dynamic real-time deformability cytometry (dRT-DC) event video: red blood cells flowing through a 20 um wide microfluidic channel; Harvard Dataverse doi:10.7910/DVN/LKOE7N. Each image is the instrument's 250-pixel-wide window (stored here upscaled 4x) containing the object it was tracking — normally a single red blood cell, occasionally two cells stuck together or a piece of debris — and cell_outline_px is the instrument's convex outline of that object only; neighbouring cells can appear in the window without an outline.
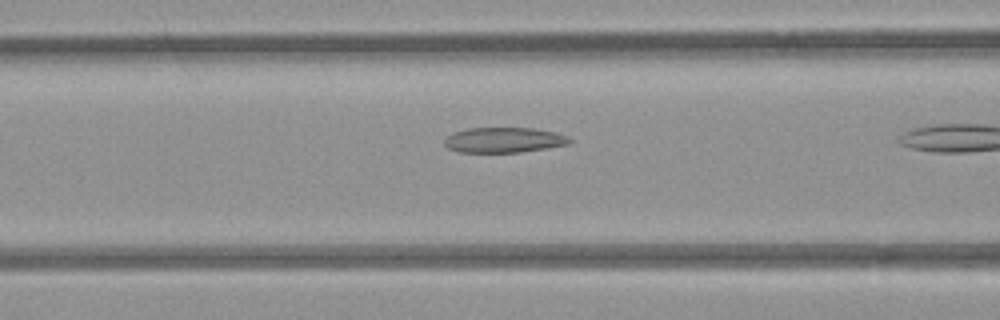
{"species": "common noctule bat (a hibernating species)", "species_latin": "Nyctalus noctula", "temperature_condition": "room temperature", "stored_images_in_passage": 5, "camera_frame_rate_fps": 3000, "um_per_image_px": 0.085, "animal": {"sex": "female", "body_mass_g": 21.9}, "frame": {"image": 1, "passage_image": 3, "time_ms": 0.667, "image_size_px": [1000, 320], "cell_outline_px": [[572, 140], [568, 144], [548, 148], [520, 152], [460, 152], [448, 148], [444, 144], [444, 140], [452, 132], [468, 128], [532, 128], [556, 132], [568, 136]], "centroid_in_image_um": [42.84, 11.9], "position_along_channel_um": 123.8, "area_um2": 18.44}}